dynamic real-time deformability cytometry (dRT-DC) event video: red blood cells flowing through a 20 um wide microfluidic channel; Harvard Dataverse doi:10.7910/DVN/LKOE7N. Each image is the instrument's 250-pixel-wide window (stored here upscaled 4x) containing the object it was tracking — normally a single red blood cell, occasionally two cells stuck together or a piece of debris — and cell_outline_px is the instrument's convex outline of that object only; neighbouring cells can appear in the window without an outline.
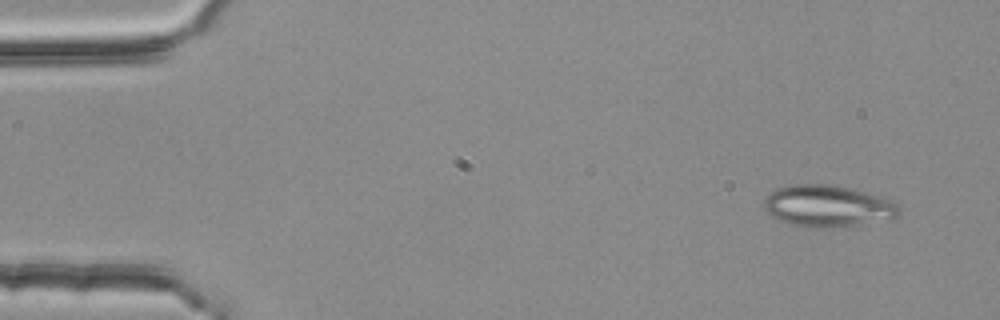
{"species": "common noctule bat (a hibernating species)", "species_latin": "Nyctalus noctula", "temperature_condition": "room temperature", "stored_images_in_passage": 3, "camera_frame_rate_fps": 3000, "um_per_image_px": 0.085, "animal": {"sex": "female", "body_mass_g": 25.1}, "frame": {"image": 1, "passage_image": 1, "time_ms": 0.0, "image_size_px": [1000, 320], "cell_outline_px": [[900, 212], [892, 220], [840, 228], [812, 228], [792, 224], [776, 220], [760, 204], [764, 196], [776, 188], [792, 184], [832, 184], [852, 188], [888, 200], [896, 204], [900, 208]], "centroid_in_image_um": [70.31, 17.53], "position_along_channel_um": 14.7, "area_um2": 33.52}}